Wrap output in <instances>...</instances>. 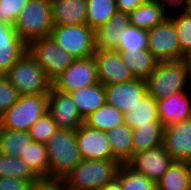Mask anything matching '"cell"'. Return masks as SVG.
<instances>
[{"mask_svg": "<svg viewBox=\"0 0 191 190\" xmlns=\"http://www.w3.org/2000/svg\"><path fill=\"white\" fill-rule=\"evenodd\" d=\"M47 112L52 116L59 129L76 131L84 124L76 105L68 93L59 91L51 86L48 94Z\"/></svg>", "mask_w": 191, "mask_h": 190, "instance_id": "cell-12", "label": "cell"}, {"mask_svg": "<svg viewBox=\"0 0 191 190\" xmlns=\"http://www.w3.org/2000/svg\"><path fill=\"white\" fill-rule=\"evenodd\" d=\"M146 0H115L117 10L123 13H131Z\"/></svg>", "mask_w": 191, "mask_h": 190, "instance_id": "cell-41", "label": "cell"}, {"mask_svg": "<svg viewBox=\"0 0 191 190\" xmlns=\"http://www.w3.org/2000/svg\"><path fill=\"white\" fill-rule=\"evenodd\" d=\"M189 10H190V12H191V4L187 7Z\"/></svg>", "mask_w": 191, "mask_h": 190, "instance_id": "cell-45", "label": "cell"}, {"mask_svg": "<svg viewBox=\"0 0 191 190\" xmlns=\"http://www.w3.org/2000/svg\"><path fill=\"white\" fill-rule=\"evenodd\" d=\"M54 25L86 24V0H50Z\"/></svg>", "mask_w": 191, "mask_h": 190, "instance_id": "cell-20", "label": "cell"}, {"mask_svg": "<svg viewBox=\"0 0 191 190\" xmlns=\"http://www.w3.org/2000/svg\"><path fill=\"white\" fill-rule=\"evenodd\" d=\"M98 190H122V187L119 181L115 178L113 181L109 182Z\"/></svg>", "mask_w": 191, "mask_h": 190, "instance_id": "cell-44", "label": "cell"}, {"mask_svg": "<svg viewBox=\"0 0 191 190\" xmlns=\"http://www.w3.org/2000/svg\"><path fill=\"white\" fill-rule=\"evenodd\" d=\"M96 65L93 56L75 59L59 76L52 86L62 92H71L98 83Z\"/></svg>", "mask_w": 191, "mask_h": 190, "instance_id": "cell-10", "label": "cell"}, {"mask_svg": "<svg viewBox=\"0 0 191 190\" xmlns=\"http://www.w3.org/2000/svg\"><path fill=\"white\" fill-rule=\"evenodd\" d=\"M1 131H2V127H1V123H0V135H1Z\"/></svg>", "mask_w": 191, "mask_h": 190, "instance_id": "cell-46", "label": "cell"}, {"mask_svg": "<svg viewBox=\"0 0 191 190\" xmlns=\"http://www.w3.org/2000/svg\"><path fill=\"white\" fill-rule=\"evenodd\" d=\"M174 160L163 145L134 154L127 165L135 172L144 174L155 184L161 179Z\"/></svg>", "mask_w": 191, "mask_h": 190, "instance_id": "cell-13", "label": "cell"}, {"mask_svg": "<svg viewBox=\"0 0 191 190\" xmlns=\"http://www.w3.org/2000/svg\"><path fill=\"white\" fill-rule=\"evenodd\" d=\"M49 179H63L81 161L75 131L58 129L47 141Z\"/></svg>", "mask_w": 191, "mask_h": 190, "instance_id": "cell-2", "label": "cell"}, {"mask_svg": "<svg viewBox=\"0 0 191 190\" xmlns=\"http://www.w3.org/2000/svg\"><path fill=\"white\" fill-rule=\"evenodd\" d=\"M13 27L27 45L48 37L53 28L50 0H28Z\"/></svg>", "mask_w": 191, "mask_h": 190, "instance_id": "cell-3", "label": "cell"}, {"mask_svg": "<svg viewBox=\"0 0 191 190\" xmlns=\"http://www.w3.org/2000/svg\"><path fill=\"white\" fill-rule=\"evenodd\" d=\"M0 177L28 180L31 184L40 179L20 157L2 154H0Z\"/></svg>", "mask_w": 191, "mask_h": 190, "instance_id": "cell-33", "label": "cell"}, {"mask_svg": "<svg viewBox=\"0 0 191 190\" xmlns=\"http://www.w3.org/2000/svg\"><path fill=\"white\" fill-rule=\"evenodd\" d=\"M181 61L184 64L187 82L191 88V49L182 55Z\"/></svg>", "mask_w": 191, "mask_h": 190, "instance_id": "cell-42", "label": "cell"}, {"mask_svg": "<svg viewBox=\"0 0 191 190\" xmlns=\"http://www.w3.org/2000/svg\"><path fill=\"white\" fill-rule=\"evenodd\" d=\"M58 129L52 116L46 112L29 128L28 133L33 141L46 144Z\"/></svg>", "mask_w": 191, "mask_h": 190, "instance_id": "cell-36", "label": "cell"}, {"mask_svg": "<svg viewBox=\"0 0 191 190\" xmlns=\"http://www.w3.org/2000/svg\"><path fill=\"white\" fill-rule=\"evenodd\" d=\"M147 93L156 101L190 87L181 60L159 61L155 70L145 79Z\"/></svg>", "mask_w": 191, "mask_h": 190, "instance_id": "cell-5", "label": "cell"}, {"mask_svg": "<svg viewBox=\"0 0 191 190\" xmlns=\"http://www.w3.org/2000/svg\"><path fill=\"white\" fill-rule=\"evenodd\" d=\"M86 5V24L94 30L118 11L115 0H86Z\"/></svg>", "mask_w": 191, "mask_h": 190, "instance_id": "cell-31", "label": "cell"}, {"mask_svg": "<svg viewBox=\"0 0 191 190\" xmlns=\"http://www.w3.org/2000/svg\"><path fill=\"white\" fill-rule=\"evenodd\" d=\"M122 60L134 78L145 80L156 68L158 60L146 48L138 52H120Z\"/></svg>", "mask_w": 191, "mask_h": 190, "instance_id": "cell-28", "label": "cell"}, {"mask_svg": "<svg viewBox=\"0 0 191 190\" xmlns=\"http://www.w3.org/2000/svg\"><path fill=\"white\" fill-rule=\"evenodd\" d=\"M122 190H156V184L144 174L135 172L127 164H121L116 174Z\"/></svg>", "mask_w": 191, "mask_h": 190, "instance_id": "cell-34", "label": "cell"}, {"mask_svg": "<svg viewBox=\"0 0 191 190\" xmlns=\"http://www.w3.org/2000/svg\"><path fill=\"white\" fill-rule=\"evenodd\" d=\"M119 52H138L147 48L146 30L129 25L119 33Z\"/></svg>", "mask_w": 191, "mask_h": 190, "instance_id": "cell-35", "label": "cell"}, {"mask_svg": "<svg viewBox=\"0 0 191 190\" xmlns=\"http://www.w3.org/2000/svg\"><path fill=\"white\" fill-rule=\"evenodd\" d=\"M27 2L28 0H0V21L14 26L17 16Z\"/></svg>", "mask_w": 191, "mask_h": 190, "instance_id": "cell-37", "label": "cell"}, {"mask_svg": "<svg viewBox=\"0 0 191 190\" xmlns=\"http://www.w3.org/2000/svg\"><path fill=\"white\" fill-rule=\"evenodd\" d=\"M26 52L28 45L14 27L0 21V75H5Z\"/></svg>", "mask_w": 191, "mask_h": 190, "instance_id": "cell-18", "label": "cell"}, {"mask_svg": "<svg viewBox=\"0 0 191 190\" xmlns=\"http://www.w3.org/2000/svg\"><path fill=\"white\" fill-rule=\"evenodd\" d=\"M20 95L48 94L52 81L26 52L4 75Z\"/></svg>", "mask_w": 191, "mask_h": 190, "instance_id": "cell-4", "label": "cell"}, {"mask_svg": "<svg viewBox=\"0 0 191 190\" xmlns=\"http://www.w3.org/2000/svg\"><path fill=\"white\" fill-rule=\"evenodd\" d=\"M106 103L125 113L147 94L146 82L135 78L125 83L104 85Z\"/></svg>", "mask_w": 191, "mask_h": 190, "instance_id": "cell-14", "label": "cell"}, {"mask_svg": "<svg viewBox=\"0 0 191 190\" xmlns=\"http://www.w3.org/2000/svg\"><path fill=\"white\" fill-rule=\"evenodd\" d=\"M129 25L127 13L115 12L107 22L94 30L96 49H117L119 33Z\"/></svg>", "mask_w": 191, "mask_h": 190, "instance_id": "cell-21", "label": "cell"}, {"mask_svg": "<svg viewBox=\"0 0 191 190\" xmlns=\"http://www.w3.org/2000/svg\"><path fill=\"white\" fill-rule=\"evenodd\" d=\"M67 93L83 119L106 102L104 85L100 82Z\"/></svg>", "mask_w": 191, "mask_h": 190, "instance_id": "cell-22", "label": "cell"}, {"mask_svg": "<svg viewBox=\"0 0 191 190\" xmlns=\"http://www.w3.org/2000/svg\"><path fill=\"white\" fill-rule=\"evenodd\" d=\"M47 94L20 95L18 100L0 116L2 129L28 132L46 112Z\"/></svg>", "mask_w": 191, "mask_h": 190, "instance_id": "cell-6", "label": "cell"}, {"mask_svg": "<svg viewBox=\"0 0 191 190\" xmlns=\"http://www.w3.org/2000/svg\"><path fill=\"white\" fill-rule=\"evenodd\" d=\"M156 190H191V163L173 161L156 183Z\"/></svg>", "mask_w": 191, "mask_h": 190, "instance_id": "cell-23", "label": "cell"}, {"mask_svg": "<svg viewBox=\"0 0 191 190\" xmlns=\"http://www.w3.org/2000/svg\"><path fill=\"white\" fill-rule=\"evenodd\" d=\"M146 33L147 49L158 61L181 60L177 33L168 16L159 25L146 30Z\"/></svg>", "mask_w": 191, "mask_h": 190, "instance_id": "cell-9", "label": "cell"}, {"mask_svg": "<svg viewBox=\"0 0 191 190\" xmlns=\"http://www.w3.org/2000/svg\"><path fill=\"white\" fill-rule=\"evenodd\" d=\"M49 36L75 59L92 57L96 51L95 31L87 24L54 25Z\"/></svg>", "mask_w": 191, "mask_h": 190, "instance_id": "cell-7", "label": "cell"}, {"mask_svg": "<svg viewBox=\"0 0 191 190\" xmlns=\"http://www.w3.org/2000/svg\"><path fill=\"white\" fill-rule=\"evenodd\" d=\"M20 94L4 75H0V116L19 98Z\"/></svg>", "mask_w": 191, "mask_h": 190, "instance_id": "cell-38", "label": "cell"}, {"mask_svg": "<svg viewBox=\"0 0 191 190\" xmlns=\"http://www.w3.org/2000/svg\"><path fill=\"white\" fill-rule=\"evenodd\" d=\"M20 158L28 164L40 179H49V160L46 144L32 141L30 144H27Z\"/></svg>", "mask_w": 191, "mask_h": 190, "instance_id": "cell-29", "label": "cell"}, {"mask_svg": "<svg viewBox=\"0 0 191 190\" xmlns=\"http://www.w3.org/2000/svg\"><path fill=\"white\" fill-rule=\"evenodd\" d=\"M162 145L174 161L191 163V118L164 127Z\"/></svg>", "mask_w": 191, "mask_h": 190, "instance_id": "cell-16", "label": "cell"}, {"mask_svg": "<svg viewBox=\"0 0 191 190\" xmlns=\"http://www.w3.org/2000/svg\"><path fill=\"white\" fill-rule=\"evenodd\" d=\"M170 8H187L191 0H165Z\"/></svg>", "mask_w": 191, "mask_h": 190, "instance_id": "cell-43", "label": "cell"}, {"mask_svg": "<svg viewBox=\"0 0 191 190\" xmlns=\"http://www.w3.org/2000/svg\"><path fill=\"white\" fill-rule=\"evenodd\" d=\"M98 81L103 85L125 83L134 78L116 49H96L93 55Z\"/></svg>", "mask_w": 191, "mask_h": 190, "instance_id": "cell-11", "label": "cell"}, {"mask_svg": "<svg viewBox=\"0 0 191 190\" xmlns=\"http://www.w3.org/2000/svg\"><path fill=\"white\" fill-rule=\"evenodd\" d=\"M124 123L131 129L139 125L161 123L158 117L156 100L147 93L136 105L124 113Z\"/></svg>", "mask_w": 191, "mask_h": 190, "instance_id": "cell-25", "label": "cell"}, {"mask_svg": "<svg viewBox=\"0 0 191 190\" xmlns=\"http://www.w3.org/2000/svg\"><path fill=\"white\" fill-rule=\"evenodd\" d=\"M189 91V92H188ZM191 89L156 101L159 121L164 127L191 118Z\"/></svg>", "mask_w": 191, "mask_h": 190, "instance_id": "cell-17", "label": "cell"}, {"mask_svg": "<svg viewBox=\"0 0 191 190\" xmlns=\"http://www.w3.org/2000/svg\"><path fill=\"white\" fill-rule=\"evenodd\" d=\"M81 158L86 160H114L106 132L81 125L75 131Z\"/></svg>", "mask_w": 191, "mask_h": 190, "instance_id": "cell-15", "label": "cell"}, {"mask_svg": "<svg viewBox=\"0 0 191 190\" xmlns=\"http://www.w3.org/2000/svg\"><path fill=\"white\" fill-rule=\"evenodd\" d=\"M113 159L120 165L127 164L133 156L132 129L125 123L106 132Z\"/></svg>", "mask_w": 191, "mask_h": 190, "instance_id": "cell-24", "label": "cell"}, {"mask_svg": "<svg viewBox=\"0 0 191 190\" xmlns=\"http://www.w3.org/2000/svg\"><path fill=\"white\" fill-rule=\"evenodd\" d=\"M119 166L116 160L82 159L62 181L69 190H98L116 178Z\"/></svg>", "mask_w": 191, "mask_h": 190, "instance_id": "cell-1", "label": "cell"}, {"mask_svg": "<svg viewBox=\"0 0 191 190\" xmlns=\"http://www.w3.org/2000/svg\"><path fill=\"white\" fill-rule=\"evenodd\" d=\"M31 185L28 180L0 177V190H30Z\"/></svg>", "mask_w": 191, "mask_h": 190, "instance_id": "cell-40", "label": "cell"}, {"mask_svg": "<svg viewBox=\"0 0 191 190\" xmlns=\"http://www.w3.org/2000/svg\"><path fill=\"white\" fill-rule=\"evenodd\" d=\"M32 141L33 139L26 131L2 129L0 154L10 157H21L27 144H30Z\"/></svg>", "mask_w": 191, "mask_h": 190, "instance_id": "cell-30", "label": "cell"}, {"mask_svg": "<svg viewBox=\"0 0 191 190\" xmlns=\"http://www.w3.org/2000/svg\"><path fill=\"white\" fill-rule=\"evenodd\" d=\"M122 124L124 113L106 102L84 119V125L101 132H107Z\"/></svg>", "mask_w": 191, "mask_h": 190, "instance_id": "cell-27", "label": "cell"}, {"mask_svg": "<svg viewBox=\"0 0 191 190\" xmlns=\"http://www.w3.org/2000/svg\"><path fill=\"white\" fill-rule=\"evenodd\" d=\"M28 52L51 81L59 76L75 60L73 56L62 49L50 36L32 41L28 45Z\"/></svg>", "mask_w": 191, "mask_h": 190, "instance_id": "cell-8", "label": "cell"}, {"mask_svg": "<svg viewBox=\"0 0 191 190\" xmlns=\"http://www.w3.org/2000/svg\"><path fill=\"white\" fill-rule=\"evenodd\" d=\"M30 190H69L62 179L41 178L32 183Z\"/></svg>", "mask_w": 191, "mask_h": 190, "instance_id": "cell-39", "label": "cell"}, {"mask_svg": "<svg viewBox=\"0 0 191 190\" xmlns=\"http://www.w3.org/2000/svg\"><path fill=\"white\" fill-rule=\"evenodd\" d=\"M169 8L165 0H146L128 14L129 24L144 30L151 29L168 16Z\"/></svg>", "mask_w": 191, "mask_h": 190, "instance_id": "cell-19", "label": "cell"}, {"mask_svg": "<svg viewBox=\"0 0 191 190\" xmlns=\"http://www.w3.org/2000/svg\"><path fill=\"white\" fill-rule=\"evenodd\" d=\"M169 8L168 17L173 21L177 33L180 53L183 55L191 49V12L188 8ZM176 13V14H175ZM178 13V14H177Z\"/></svg>", "mask_w": 191, "mask_h": 190, "instance_id": "cell-32", "label": "cell"}, {"mask_svg": "<svg viewBox=\"0 0 191 190\" xmlns=\"http://www.w3.org/2000/svg\"><path fill=\"white\" fill-rule=\"evenodd\" d=\"M164 126L162 123L139 125L132 129L133 155L162 145Z\"/></svg>", "mask_w": 191, "mask_h": 190, "instance_id": "cell-26", "label": "cell"}]
</instances>
